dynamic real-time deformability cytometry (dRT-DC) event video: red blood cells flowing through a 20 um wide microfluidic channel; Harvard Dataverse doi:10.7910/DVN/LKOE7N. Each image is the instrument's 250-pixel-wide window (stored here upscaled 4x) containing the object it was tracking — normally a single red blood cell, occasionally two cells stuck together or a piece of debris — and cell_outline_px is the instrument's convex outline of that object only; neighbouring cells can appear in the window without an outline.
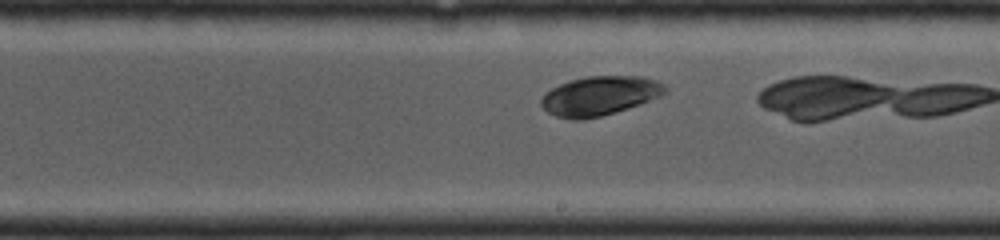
{"species": "common noctule bat (a hibernating species)", "species_latin": "Nyctalus noctula", "temperature_condition": "cold", "stored_images_in_passage": 12, "camera_frame_rate_fps": 4000, "um_per_image_px": 0.085, "animal": {"sex": "female", "body_mass_g": 19.0, "forearm_length_mm": 53.3}, "frame": {"image": 1, "passage_image": 10, "time_ms": 3.25, "image_size_px": [1000, 240], "cell_outline_px": [[664, 92], [640, 104], [600, 116], [576, 120], [572, 120], [556, 116], [548, 112], [540, 104], [540, 100], [552, 88], [560, 84], [572, 80], [588, 76], [640, 76], [656, 80], [664, 88]], "centroid_in_image_um": [50.9, 8.14], "position_along_channel_um": 238.1, "area_um2": 27.51}}